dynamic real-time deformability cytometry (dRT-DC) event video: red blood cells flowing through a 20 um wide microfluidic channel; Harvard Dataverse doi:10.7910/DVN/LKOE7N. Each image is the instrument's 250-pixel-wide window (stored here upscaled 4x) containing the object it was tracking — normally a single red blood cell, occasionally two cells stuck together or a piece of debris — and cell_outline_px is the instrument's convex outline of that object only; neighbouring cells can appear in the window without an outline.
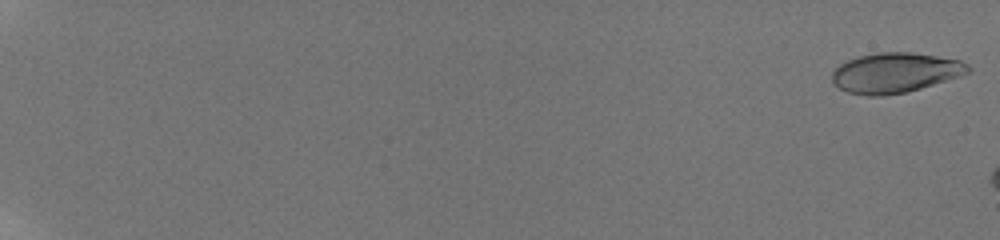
{"species": "human", "species_latin": "Homo sapiens", "temperature_condition": "room temperature", "stored_images_in_passage": 5, "camera_frame_rate_fps": 3000, "um_per_image_px": 0.085, "donor": {"sex": "male"}, "frame": {"image": 1, "passage_image": 1, "time_ms": 0.0, "image_size_px": [1000, 240], "cell_outline_px": [[972, 72], [960, 76], [920, 88], [904, 92], [884, 96], [868, 96], [848, 92], [840, 88], [832, 80], [832, 72], [840, 64], [848, 60], [860, 56], [880, 52], [908, 52], [936, 56], [960, 60], [968, 64], [972, 68]], "centroid_in_image_um": [76.11, 6.18], "position_along_channel_um": 8.9, "area_um2": 31.5}}